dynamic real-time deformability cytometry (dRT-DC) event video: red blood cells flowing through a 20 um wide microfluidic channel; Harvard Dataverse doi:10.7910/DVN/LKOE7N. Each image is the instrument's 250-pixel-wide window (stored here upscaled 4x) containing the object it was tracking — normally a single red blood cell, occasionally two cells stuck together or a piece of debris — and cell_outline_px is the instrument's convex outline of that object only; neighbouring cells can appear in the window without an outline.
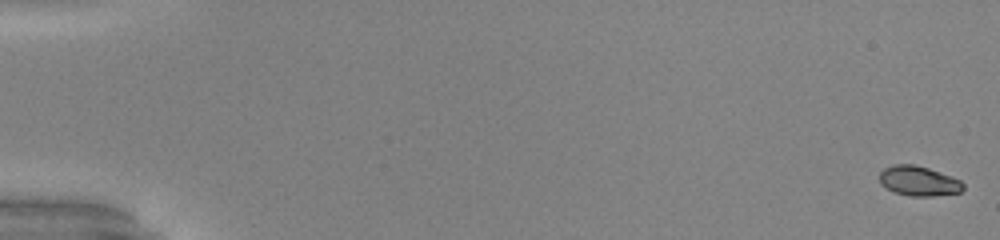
{"species": "common noctule bat (a hibernating species)", "species_latin": "Nyctalus noctula", "temperature_condition": "warm", "stored_images_in_passage": 53, "camera_frame_rate_fps": 3000, "um_per_image_px": 0.085, "animal": {"sex": "male", "body_mass_g": 20.0, "forearm_length_mm": 53.3}, "frame": {"image": 1, "passage_image": 1, "time_ms": 0.0, "image_size_px": [1000, 240], "cell_outline_px": [[964, 188], [960, 192], [932, 196], [908, 196], [892, 192], [880, 184], [880, 172], [884, 168], [892, 164], [912, 164], [928, 168], [960, 180], [964, 184]], "centroid_in_image_um": [78.05, 15.39], "position_along_channel_um": 7.0, "area_um2": 14.57}}
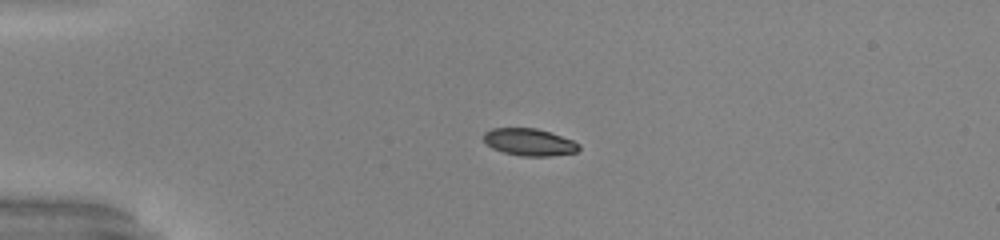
{"frame": {"image": 2, "passage_image": 14, "time_ms": 4.333, "image_size_px": [1000, 240], "cell_outline_px": [[580, 148], [576, 152], [552, 156], [520, 156], [504, 152], [492, 148], [484, 140], [484, 132], [492, 128], [536, 128], [572, 140], [580, 144]], "centroid_in_image_um": [44.99, 12.08], "position_along_channel_um": 40.0, "area_um2": 14.97}}
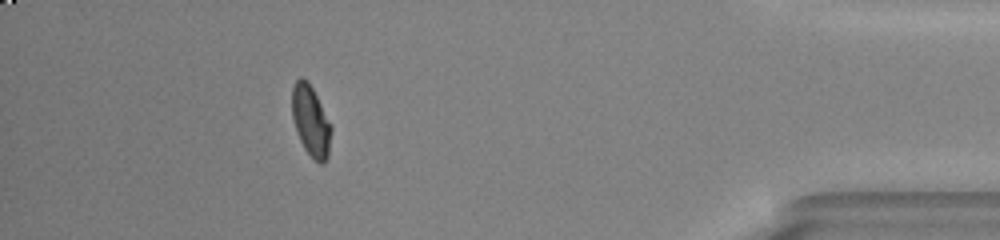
{"frame": {"image": 3, "passage_image": 48, "time_ms": 15.667, "image_size_px": [1000, 240], "cell_outline_px": [[332, 128], [328, 156], [324, 164], [320, 164], [312, 160], [304, 148], [296, 132], [292, 116], [292, 88], [296, 80], [300, 76], [308, 80], [332, 124]], "centroid_in_image_um": [26.43, 10.3], "position_along_channel_um": 408.8, "area_um2": 16.53}, "authors_computed_cell_mechanics": {"area_um2": 16.0684, "velocity_mm_per_s": 4.0258, "shape_relaxation_time_tau1_ms": 3.2581, "shape_relaxation_time_tau2_ms": 1.1864, "deformation_change_tau1": 0.1723, "deformation_change_tau2": 0.0478}}